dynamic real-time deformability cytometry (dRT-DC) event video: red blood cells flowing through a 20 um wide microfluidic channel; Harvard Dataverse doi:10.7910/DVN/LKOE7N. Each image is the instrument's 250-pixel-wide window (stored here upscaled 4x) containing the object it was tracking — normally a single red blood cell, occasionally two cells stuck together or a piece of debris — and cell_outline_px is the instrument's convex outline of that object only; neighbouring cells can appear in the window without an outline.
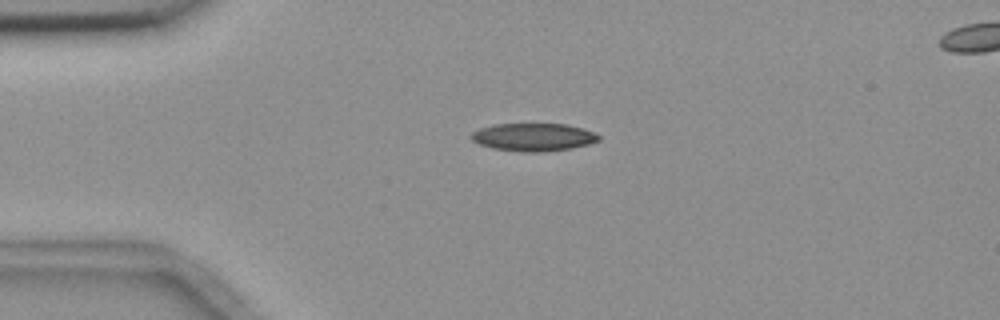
{"species": "common noctule bat (a hibernating species)", "species_latin": "Nyctalus noctula", "temperature_condition": "room temperature", "stored_images_in_passage": 4, "camera_frame_rate_fps": 3000, "um_per_image_px": 0.085, "animal": {"sex": "female", "body_mass_g": 18.4}, "frame": {"image": 1, "passage_image": 2, "time_ms": 1.333, "image_size_px": [1000, 320], "cell_outline_px": [[600, 140], [588, 144], [572, 148], [544, 152], [524, 152], [492, 148], [480, 144], [472, 140], [472, 132], [480, 128], [492, 124], [568, 124], [584, 128], [600, 136]], "centroid_in_image_um": [45.36, 11.65], "position_along_channel_um": 39.6, "area_um2": 20.69}}